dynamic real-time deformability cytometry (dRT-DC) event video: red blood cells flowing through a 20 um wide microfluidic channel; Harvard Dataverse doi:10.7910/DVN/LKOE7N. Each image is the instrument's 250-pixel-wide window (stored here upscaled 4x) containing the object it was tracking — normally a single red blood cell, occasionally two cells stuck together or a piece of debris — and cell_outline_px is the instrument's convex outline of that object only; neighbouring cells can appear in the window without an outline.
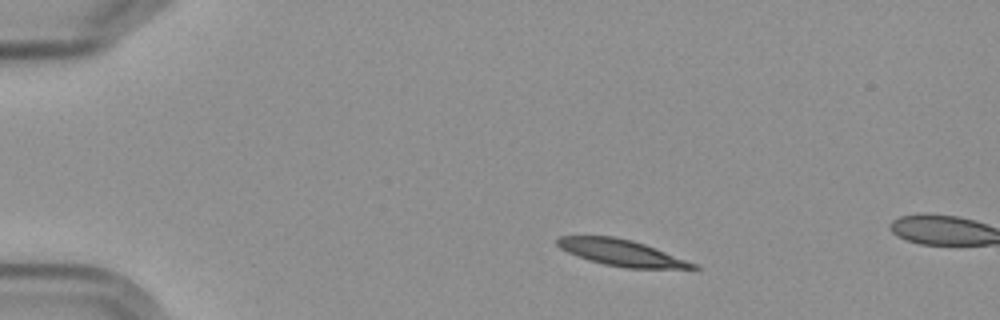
{"species": "Egyptian fruit bat (a non-hibernating species)", "species_latin": "Rousettus aegyptiacus", "temperature_condition": "cold", "stored_images_in_passage": 2, "camera_frame_rate_fps": 3000, "um_per_image_px": 0.085, "frame": {"image": 1, "passage_image": 1, "time_ms": 0.0, "image_size_px": [1000, 320], "cell_outline_px": [[700, 268], [628, 268], [604, 264], [588, 260], [576, 256], [560, 248], [556, 244], [556, 240], [560, 236], [616, 236], [632, 240], [644, 244], [696, 264]], "centroid_in_image_um": [52.74, 21.47], "position_along_channel_um": 32.3, "area_um2": 20.46}}